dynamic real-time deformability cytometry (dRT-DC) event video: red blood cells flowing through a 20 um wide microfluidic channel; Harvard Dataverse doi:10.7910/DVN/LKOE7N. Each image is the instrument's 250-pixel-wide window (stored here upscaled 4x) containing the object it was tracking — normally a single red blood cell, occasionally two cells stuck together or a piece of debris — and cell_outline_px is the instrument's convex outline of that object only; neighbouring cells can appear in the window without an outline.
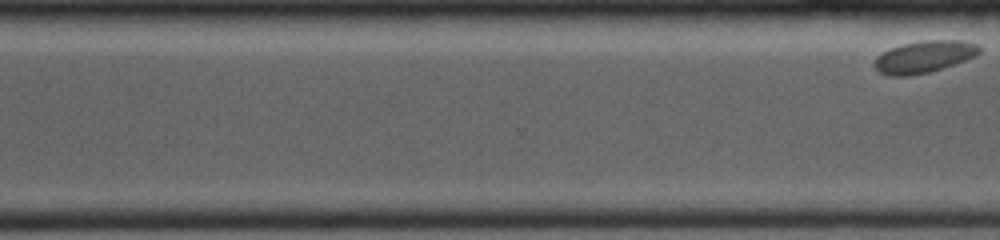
{"species": "common noctule bat (a hibernating species)", "species_latin": "Nyctalus noctula", "temperature_condition": "room temperature", "stored_images_in_passage": 18, "segment_of_instrument_passage": [2, 2], "camera_frame_rate_fps": 4000, "um_per_image_px": 0.085, "animal": {"sex": "female", "body_mass_g": 19.0, "forearm_length_mm": 53.3}, "frame": {"image": 1, "passage_image": 18, "time_ms": 9.0, "image_size_px": [1000, 240], "cell_outline_px": [[980, 52], [976, 56], [928, 72], [908, 76], [892, 76], [880, 72], [872, 64], [876, 56], [892, 48], [904, 44], [924, 40], [960, 40], [976, 44], [980, 48]], "centroid_in_image_um": [78.52, 4.82], "position_along_channel_um": 292.1, "area_um2": 19.19}}